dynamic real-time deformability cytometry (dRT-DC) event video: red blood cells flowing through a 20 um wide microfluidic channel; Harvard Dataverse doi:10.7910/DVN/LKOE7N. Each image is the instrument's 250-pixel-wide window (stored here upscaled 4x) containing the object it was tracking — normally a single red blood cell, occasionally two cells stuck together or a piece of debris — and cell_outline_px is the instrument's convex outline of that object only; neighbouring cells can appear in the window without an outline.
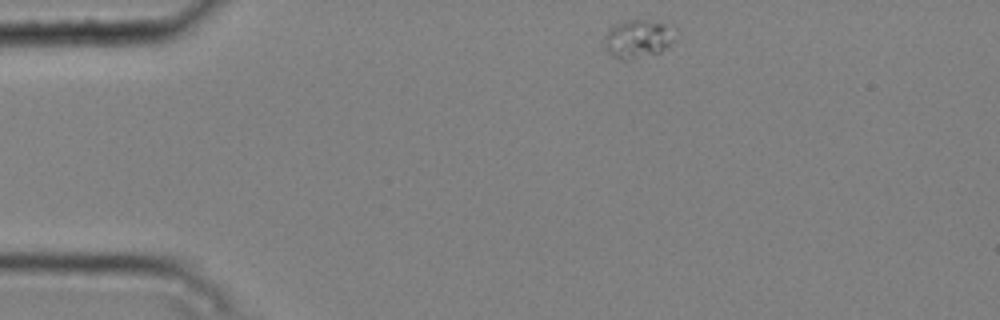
{"species": "common noctule bat (a hibernating species)", "species_latin": "Nyctalus noctula", "temperature_condition": "cold", "stored_images_in_passage": 2, "camera_frame_rate_fps": 3000, "um_per_image_px": 0.085, "animal": {"sex": "male", "body_mass_g": 20.4}, "frame": {"image": 1, "passage_image": 1, "time_ms": 0.0, "image_size_px": [1000, 320], "cell_outline_px": [[676, 40], [668, 48], [660, 52], [632, 60], [620, 60], [612, 56], [608, 52], [604, 40], [604, 36], [608, 28], [616, 24], [628, 20], [644, 20], [672, 24], [676, 28]], "centroid_in_image_um": [54.29, 3.3], "position_along_channel_um": 30.7, "area_um2": 16.36}}